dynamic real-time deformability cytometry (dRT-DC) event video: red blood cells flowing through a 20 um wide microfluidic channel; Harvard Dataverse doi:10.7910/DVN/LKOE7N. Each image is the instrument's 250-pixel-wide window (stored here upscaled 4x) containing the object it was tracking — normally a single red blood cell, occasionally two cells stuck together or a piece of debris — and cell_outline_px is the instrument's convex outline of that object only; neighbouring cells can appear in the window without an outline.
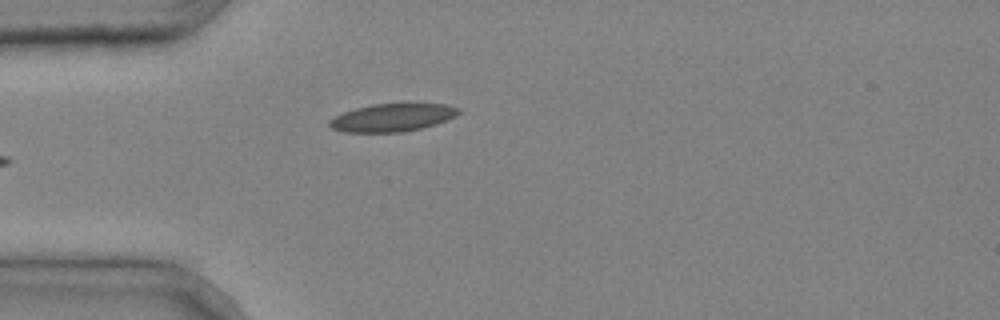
{"species": "common noctule bat (a hibernating species)", "species_latin": "Nyctalus noctula", "temperature_condition": "cold", "stored_images_in_passage": 2, "camera_frame_rate_fps": 3000, "um_per_image_px": 0.085, "animal": {"sex": "male", "body_mass_g": 20.4}, "frame": {"image": 1, "passage_image": 2, "time_ms": 0.333, "image_size_px": [1000, 320], "cell_outline_px": [[460, 112], [456, 116], [436, 124], [404, 132], [344, 132], [332, 128], [328, 124], [328, 120], [344, 112], [356, 108], [372, 104], [444, 104], [460, 108]], "centroid_in_image_um": [33.35, 10.0], "position_along_channel_um": 51.7, "area_um2": 20.81}}